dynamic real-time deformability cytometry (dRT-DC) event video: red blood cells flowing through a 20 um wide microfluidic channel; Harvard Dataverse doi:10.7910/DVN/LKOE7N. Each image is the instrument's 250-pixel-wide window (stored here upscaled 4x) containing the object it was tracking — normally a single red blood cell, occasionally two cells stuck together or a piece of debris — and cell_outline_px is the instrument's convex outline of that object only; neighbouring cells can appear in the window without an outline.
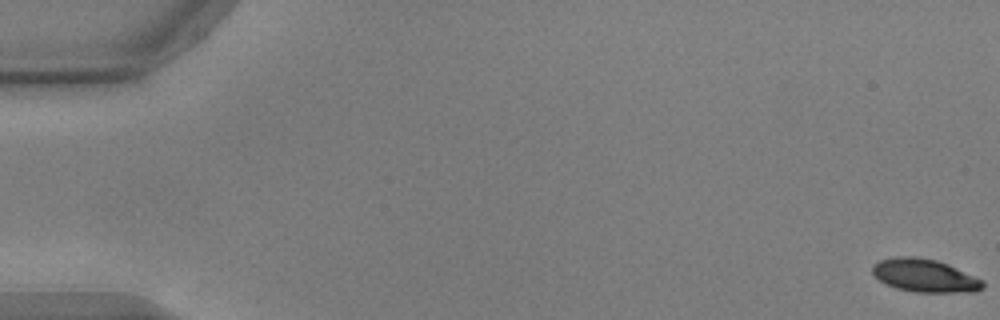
{"species": "common noctule bat (a hibernating species)", "species_latin": "Nyctalus noctula", "temperature_condition": "warm", "stored_images_in_passage": 55, "camera_frame_rate_fps": 3000, "um_per_image_px": 0.085, "animal": {"sex": "male", "body_mass_g": 17.9, "forearm_length_mm": 54.2}, "frame": {"image": 1, "passage_image": 1, "time_ms": 0.0, "image_size_px": [1000, 320], "cell_outline_px": [[984, 288], [976, 292], [916, 292], [896, 288], [884, 284], [872, 272], [872, 264], [880, 260], [896, 256], [912, 256], [936, 260], [948, 264], [984, 280]], "centroid_in_image_um": [78.61, 23.43], "position_along_channel_um": 6.4, "area_um2": 21.39}}
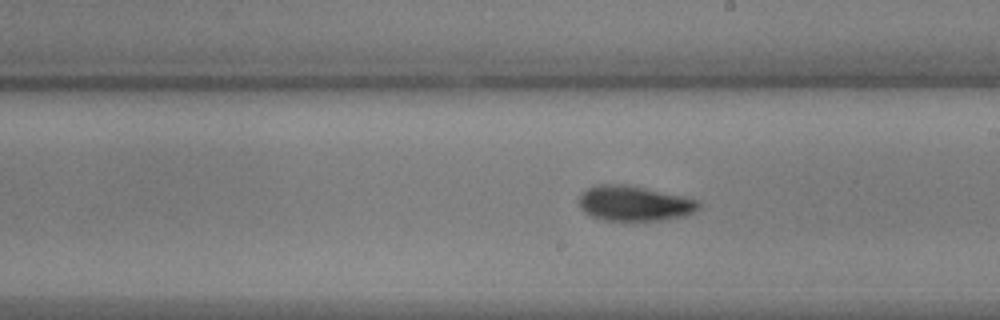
{"frame": {"image": 2, "passage_image": 32, "time_ms": 10.333, "image_size_px": [1000, 320], "cell_outline_px": [[700, 208], [696, 212], [684, 216], [668, 220], [604, 220], [592, 216], [584, 212], [580, 208], [580, 196], [588, 188], [600, 184], [624, 184], [644, 188], [700, 200]], "centroid_in_image_um": [53.96, 17.3], "position_along_channel_um": 235.0, "area_um2": 24.39}}
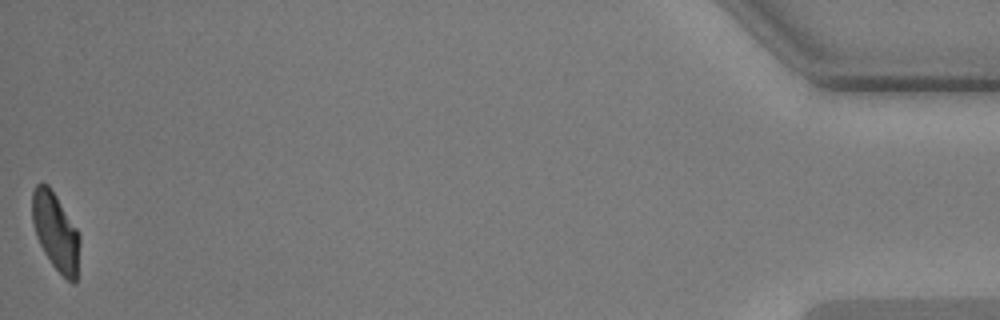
{"frame": {"image": 3, "passage_image": 55, "time_ms": 18.0, "image_size_px": [1000, 320], "cell_outline_px": [[80, 244], [76, 284], [72, 284], [52, 264], [44, 252], [36, 236], [32, 220], [32, 192], [36, 184], [48, 184], [56, 196], [76, 228], [80, 236]], "centroid_in_image_um": [4.73, 19.71], "position_along_channel_um": 430.5, "area_um2": 21.33}, "authors_computed_cell_mechanics": {"area_um2": 23.0622, "velocity_mm_per_s": 3.7388, "shape_relaxation_time_tau1_ms": 3.6677, "shape_relaxation_time_tau2_ms": 1.4085, "deformation_change_tau1": 0.1486, "deformation_change_tau2": 0.0592}}